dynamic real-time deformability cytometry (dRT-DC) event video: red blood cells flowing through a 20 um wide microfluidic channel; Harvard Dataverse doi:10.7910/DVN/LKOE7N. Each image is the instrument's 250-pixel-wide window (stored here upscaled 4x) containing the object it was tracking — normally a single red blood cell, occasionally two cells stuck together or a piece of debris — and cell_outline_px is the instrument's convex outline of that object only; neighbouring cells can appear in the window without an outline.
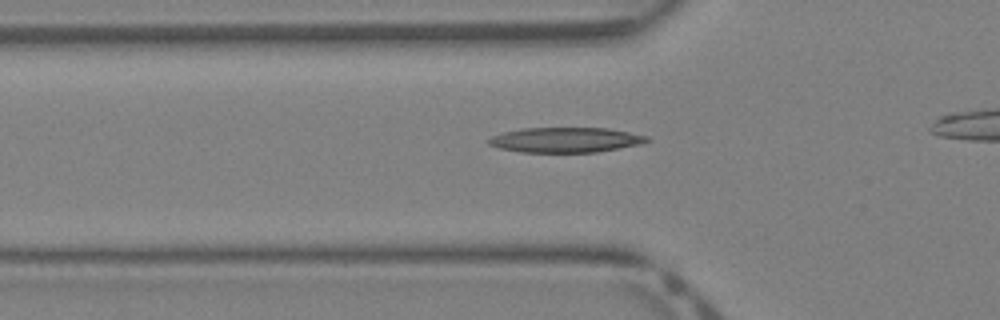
{"species": "Egyptian fruit bat (a non-hibernating species)", "species_latin": "Rousettus aegyptiacus", "temperature_condition": "warm", "stored_images_in_passage": 12, "camera_frame_rate_fps": 3000, "um_per_image_px": 0.085, "animal": {"sex": "female"}, "frame": {"image": 1, "passage_image": 5, "time_ms": 1.333, "image_size_px": [1000, 320], "cell_outline_px": [[652, 140], [640, 144], [596, 152], [520, 152], [500, 148], [488, 144], [488, 140], [492, 136], [504, 132], [520, 128], [608, 128], [648, 136]], "centroid_in_image_um": [48.08, 11.89], "position_along_channel_um": 77.7, "area_um2": 23.0}}
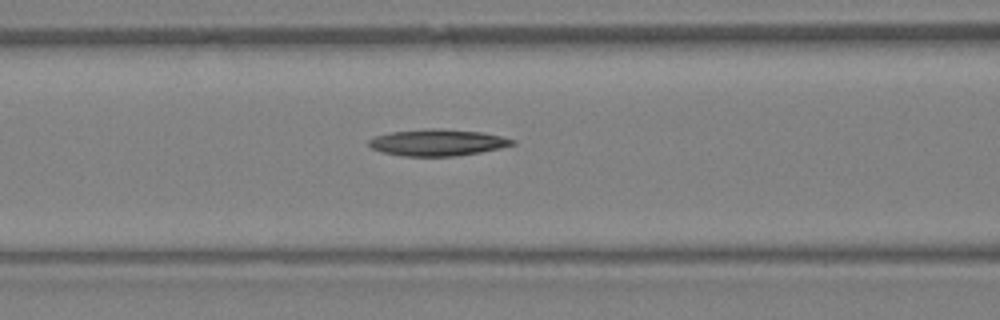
{"frame": {"image": 2, "passage_image": 8, "time_ms": 2.333, "image_size_px": [1000, 320], "cell_outline_px": [[516, 144], [500, 148], [480, 152], [456, 156], [404, 156], [380, 152], [372, 148], [368, 144], [368, 140], [376, 136], [392, 132], [428, 128], [436, 128], [480, 132], [500, 136], [516, 140]], "centroid_in_image_um": [37.18, 12.12], "position_along_channel_um": 129.4, "area_um2": 22.14}}
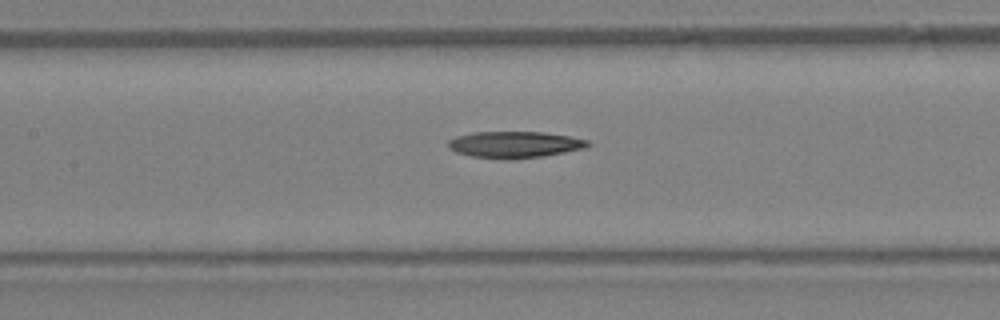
{"frame": {"image": 3, "passage_image": 10, "time_ms": 3.0, "image_size_px": [1000, 320], "cell_outline_px": [[592, 144], [584, 148], [564, 152], [540, 156], [508, 160], [472, 156], [456, 152], [448, 148], [448, 140], [456, 136], [472, 132], [544, 132], [568, 136], [588, 140]], "centroid_in_image_um": [43.71, 12.28], "position_along_channel_um": 163.7, "area_um2": 21.5}}